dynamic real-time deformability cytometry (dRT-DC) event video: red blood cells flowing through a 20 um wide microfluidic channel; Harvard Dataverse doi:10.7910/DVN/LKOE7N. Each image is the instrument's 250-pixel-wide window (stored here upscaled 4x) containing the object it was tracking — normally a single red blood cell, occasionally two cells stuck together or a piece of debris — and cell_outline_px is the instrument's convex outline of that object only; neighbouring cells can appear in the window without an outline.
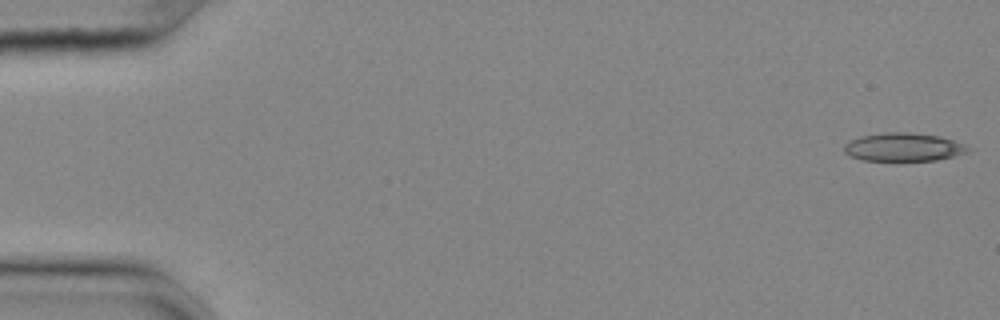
{"species": "common noctule bat (a hibernating species)", "species_latin": "Nyctalus noctula", "temperature_condition": "cold", "stored_images_in_passage": 55, "camera_frame_rate_fps": 3000, "um_per_image_px": 0.085, "animal": {"sex": "female", "body_mass_g": 25.1}, "frame": {"image": 1, "passage_image": 1, "time_ms": 0.0, "image_size_px": [1000, 320], "cell_outline_px": [[976, 148], [968, 152], [936, 160], [864, 160], [852, 156], [844, 152], [844, 144], [848, 140], [860, 136], [884, 132], [908, 132], [940, 136]], "centroid_in_image_um": [76.81, 12.49], "position_along_channel_um": 8.2, "area_um2": 20.46}}
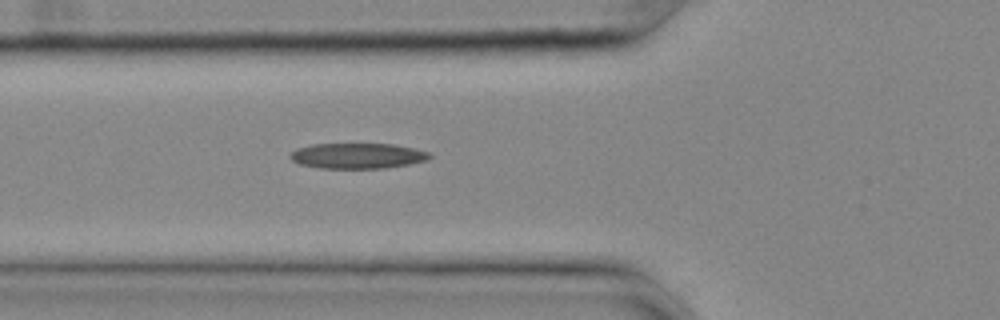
{"frame": {"image": 2, "passage_image": 20, "time_ms": 6.333, "image_size_px": [1000, 320], "cell_outline_px": [[432, 156], [428, 160], [408, 164], [384, 168], [320, 168], [300, 164], [292, 160], [288, 156], [296, 148], [312, 144], [392, 144], [412, 148], [428, 152]], "centroid_in_image_um": [30.36, 13.24], "position_along_channel_um": 95.4, "area_um2": 20.58}}
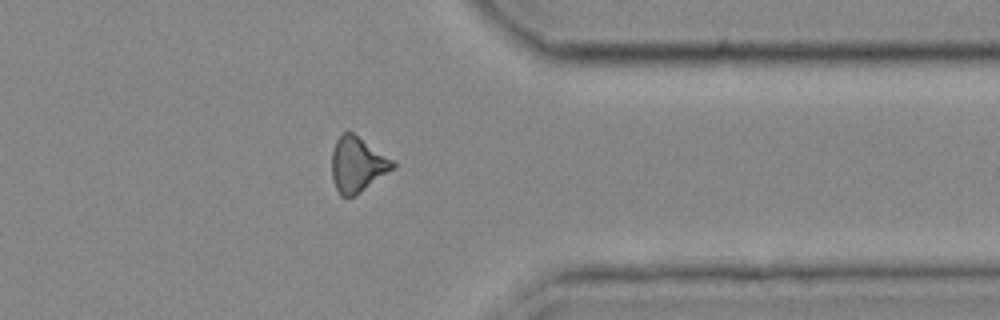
{"frame": {"image": 3, "passage_image": 44, "time_ms": 14.333, "image_size_px": [1000, 320], "cell_outline_px": [[396, 168], [356, 196], [340, 196], [336, 188], [332, 176], [332, 148], [336, 140], [344, 132], [352, 132], [392, 160], [396, 164]], "centroid_in_image_um": [30.38, 14.01], "position_along_channel_um": 381.0, "area_um2": 19.54}, "authors_computed_cell_mechanics": {"area_um2": 20.2878, "velocity_mm_per_s": 3.6606, "shape_relaxation_time_tau1_ms": 9.4793, "shape_relaxation_time_tau2_ms": 6.9444, "deformation_change_tau1": 0.194, "deformation_change_tau2": 0.2016}}